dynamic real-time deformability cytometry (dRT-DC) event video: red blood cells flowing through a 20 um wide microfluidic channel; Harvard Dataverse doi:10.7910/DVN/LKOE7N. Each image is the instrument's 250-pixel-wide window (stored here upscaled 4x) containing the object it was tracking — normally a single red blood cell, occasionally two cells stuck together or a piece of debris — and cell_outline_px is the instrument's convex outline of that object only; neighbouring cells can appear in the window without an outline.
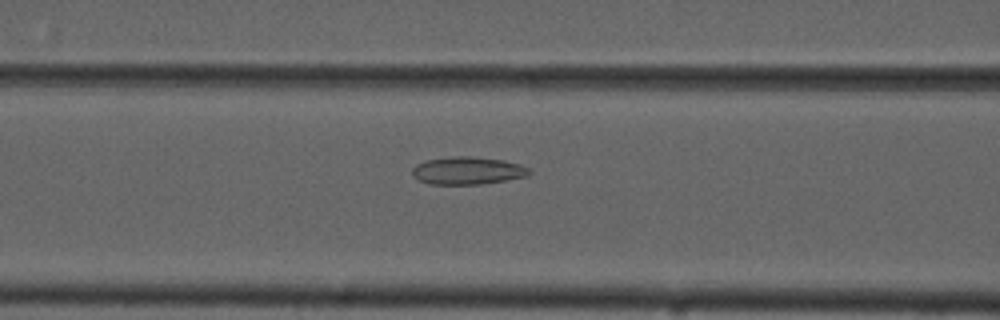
{"species": "common noctule bat (a hibernating species)", "species_latin": "Nyctalus noctula", "temperature_condition": "cold", "stored_images_in_passage": 46, "camera_frame_rate_fps": 3000, "um_per_image_px": 0.085, "animal": {"sex": "male", "forearm_length_mm": 52.5}, "frame": {"image": 1, "passage_image": 14, "time_ms": 4.333, "image_size_px": [1000, 320], "cell_outline_px": [[532, 172], [528, 176], [480, 184], [428, 184], [412, 176], [412, 168], [416, 164], [428, 160], [452, 156], [472, 156], [504, 160], [520, 164], [528, 168]], "centroid_in_image_um": [39.74, 14.5], "position_along_channel_um": 126.9, "area_um2": 18.84}}
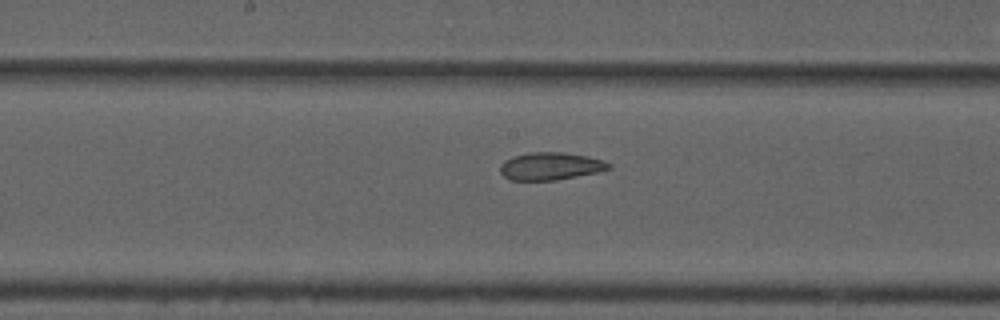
{"frame": {"image": 2, "passage_image": 20, "time_ms": 6.333, "image_size_px": [1000, 320], "cell_outline_px": [[612, 168], [596, 172], [556, 180], [508, 180], [500, 172], [500, 164], [504, 160], [512, 156], [528, 152], [564, 152], [588, 156], [604, 160], [612, 164]], "centroid_in_image_um": [46.78, 14.11], "position_along_channel_um": 201.4, "area_um2": 17.63}}
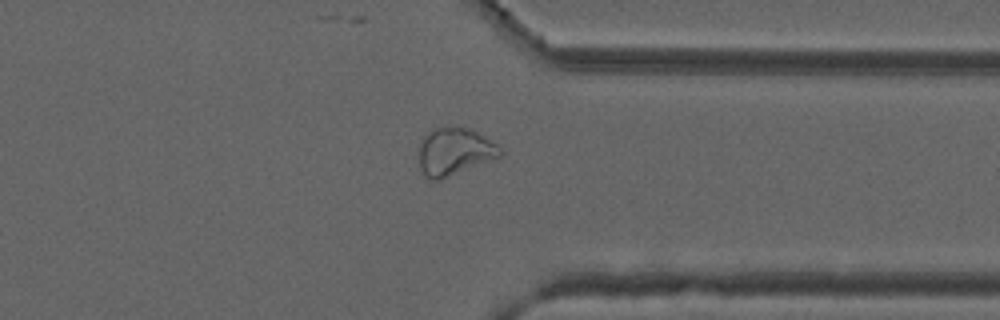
{"frame": {"image": 3, "passage_image": 34, "time_ms": 11.0, "image_size_px": [1000, 320], "cell_outline_px": [[504, 152], [500, 156], [440, 180], [432, 180], [420, 168], [420, 144], [424, 136], [432, 128], [464, 128], [476, 132], [484, 136], [496, 144]], "centroid_in_image_um": [38.63, 12.89], "position_along_channel_um": 372.8, "area_um2": 21.79}, "authors_computed_cell_mechanics": {"area_um2": 20.7502, "velocity_mm_per_s": 3.7252, "shape_relaxation_time_tau1_ms": null, "shape_relaxation_time_tau2_ms": 3.2189, "deformation_change_tau1": null, "deformation_change_tau2": 0.1008}}